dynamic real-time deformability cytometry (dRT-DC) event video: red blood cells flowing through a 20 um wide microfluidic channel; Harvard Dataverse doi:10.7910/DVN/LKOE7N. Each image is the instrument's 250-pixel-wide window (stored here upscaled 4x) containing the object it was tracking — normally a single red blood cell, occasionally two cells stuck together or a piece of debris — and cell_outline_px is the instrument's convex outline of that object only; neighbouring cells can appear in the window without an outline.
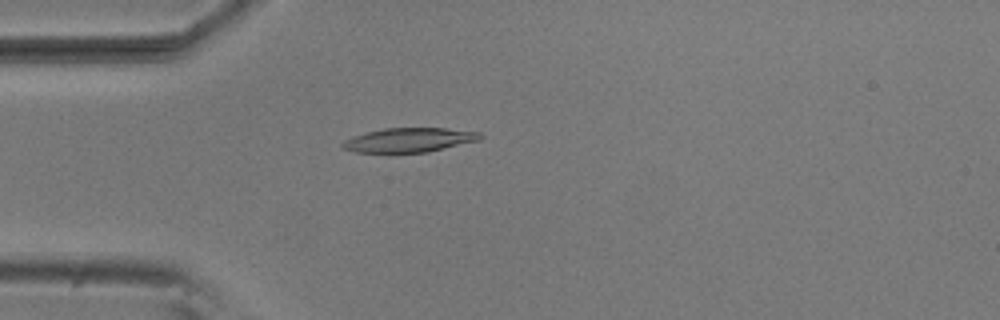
{"species": "common noctule bat (a hibernating species)", "species_latin": "Nyctalus noctula", "temperature_condition": "room temperature", "stored_images_in_passage": 5, "camera_frame_rate_fps": 3000, "um_per_image_px": 0.085, "animal": {"sex": "male", "body_mass_g": 20.5, "forearm_length_mm": 52.5}, "frame": {"image": 1, "passage_image": 4, "time_ms": 1.0, "image_size_px": [1000, 320], "cell_outline_px": [[484, 136], [480, 140], [428, 152], [356, 152], [340, 148], [340, 144], [344, 140], [352, 136], [384, 128], [444, 128], [480, 132]], "centroid_in_image_um": [34.77, 11.9], "position_along_channel_um": 50.2, "area_um2": 19.48}}